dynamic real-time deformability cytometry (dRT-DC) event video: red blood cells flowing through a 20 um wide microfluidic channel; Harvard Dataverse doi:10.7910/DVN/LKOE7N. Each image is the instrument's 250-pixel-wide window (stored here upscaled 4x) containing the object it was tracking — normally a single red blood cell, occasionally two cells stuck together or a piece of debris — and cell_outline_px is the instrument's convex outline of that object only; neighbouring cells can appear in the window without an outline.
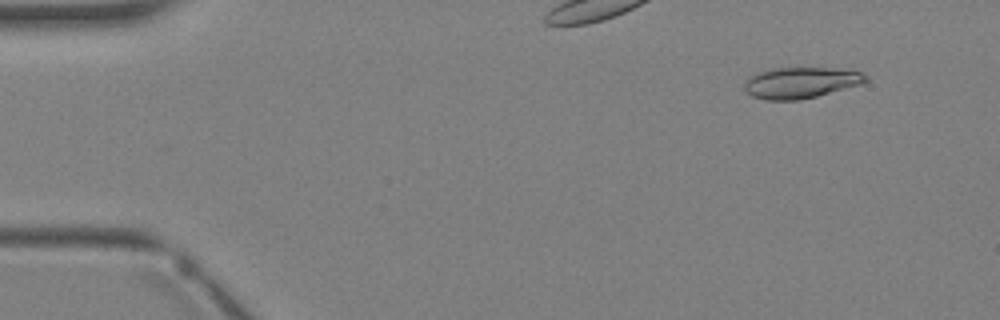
{"species": "Egyptian fruit bat (a non-hibernating species)", "species_latin": "Rousettus aegyptiacus", "temperature_condition": "warm", "stored_images_in_passage": 3, "camera_frame_rate_fps": 3000, "um_per_image_px": 0.085, "animal": {"sex": "female"}, "frame": {"image": 1, "passage_image": 1, "time_ms": 0.0, "image_size_px": [1000, 320], "cell_outline_px": [[868, 80], [864, 84], [800, 100], [764, 100], [752, 96], [744, 92], [744, 84], [748, 76], [764, 68], [840, 68], [864, 72], [868, 76]], "centroid_in_image_um": [68.06, 7.02], "position_along_channel_um": 16.9, "area_um2": 22.6}}